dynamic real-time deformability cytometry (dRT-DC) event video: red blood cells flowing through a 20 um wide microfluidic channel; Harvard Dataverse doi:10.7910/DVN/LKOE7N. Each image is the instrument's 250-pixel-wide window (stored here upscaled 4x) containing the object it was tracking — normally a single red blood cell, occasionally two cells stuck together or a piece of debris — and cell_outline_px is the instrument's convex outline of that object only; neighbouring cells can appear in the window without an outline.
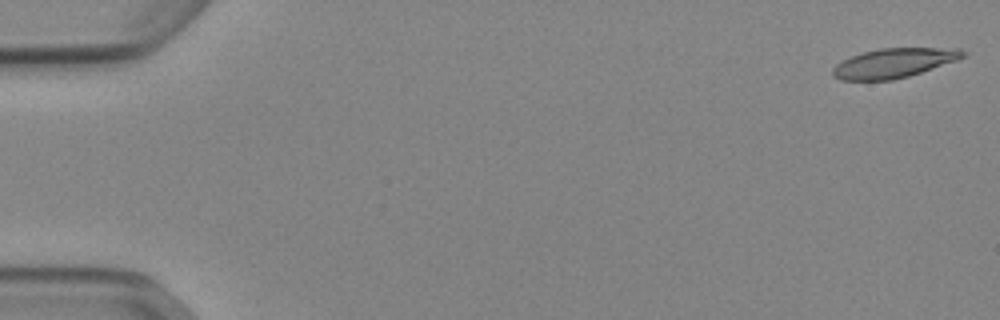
{"species": "Egyptian fruit bat (a non-hibernating species)", "species_latin": "Rousettus aegyptiacus", "temperature_condition": "cold", "stored_images_in_passage": 52, "camera_frame_rate_fps": 3000, "um_per_image_px": 0.085, "animal": {"sex": "female"}, "frame": {"image": 1, "passage_image": 1, "time_ms": 0.0, "image_size_px": [1000, 320], "cell_outline_px": [[968, 52], [964, 56], [956, 60], [908, 76], [892, 80], [840, 80], [832, 76], [832, 68], [836, 64], [852, 56], [864, 52], [880, 48], [960, 48]], "centroid_in_image_um": [75.96, 5.35], "position_along_channel_um": 9.0, "area_um2": 22.14}}
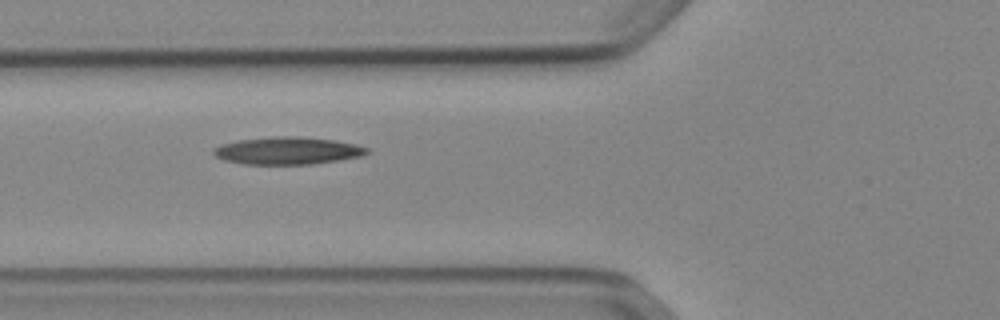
{"frame": {"image": 2, "passage_image": 20, "time_ms": 6.333, "image_size_px": [1000, 320], "cell_outline_px": [[368, 152], [364, 156], [312, 164], [244, 164], [224, 160], [216, 156], [212, 152], [212, 148], [220, 144], [236, 140], [276, 136], [296, 136], [336, 140], [356, 144], [368, 148]], "centroid_in_image_um": [24.43, 12.8], "position_along_channel_um": 101.4, "area_um2": 24.68}}
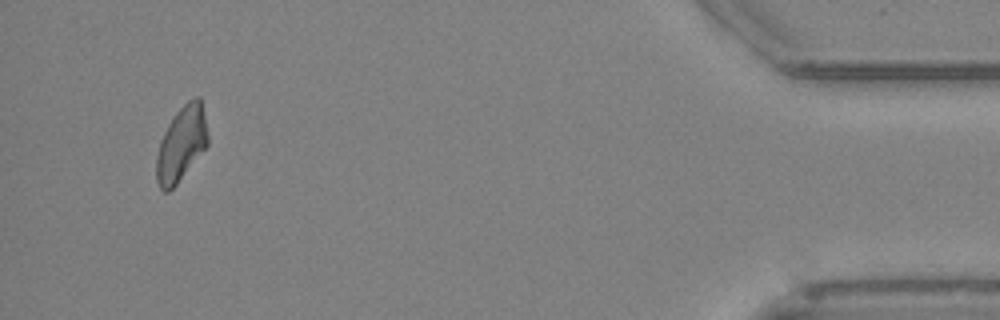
{"frame": {"image": 3, "passage_image": 50, "time_ms": 16.333, "image_size_px": [1000, 320], "cell_outline_px": [[208, 144], [176, 184], [168, 192], [164, 192], [160, 188], [156, 180], [156, 156], [160, 140], [168, 124], [176, 112], [192, 96], [200, 96], [208, 136]], "centroid_in_image_um": [15.4, 12.21], "position_along_channel_um": 419.8, "area_um2": 22.14}}